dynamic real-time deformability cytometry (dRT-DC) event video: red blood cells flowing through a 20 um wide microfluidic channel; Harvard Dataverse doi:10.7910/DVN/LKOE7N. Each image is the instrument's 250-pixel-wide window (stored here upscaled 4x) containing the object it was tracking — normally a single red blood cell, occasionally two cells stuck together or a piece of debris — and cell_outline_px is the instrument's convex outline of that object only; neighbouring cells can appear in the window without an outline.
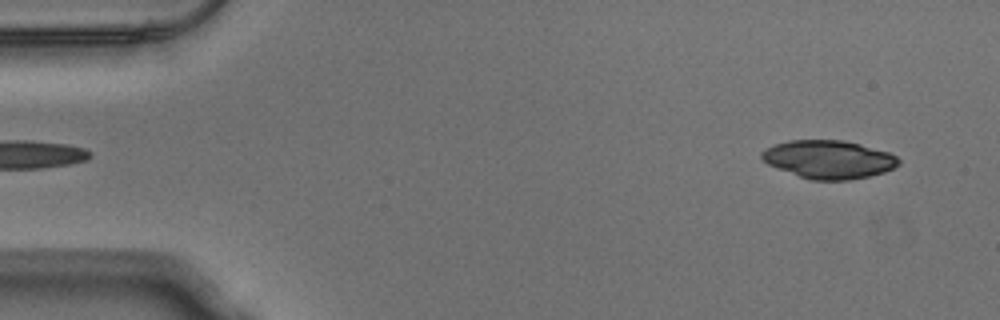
{"species": "Egyptian fruit bat (a non-hibernating species)", "species_latin": "Rousettus aegyptiacus", "temperature_condition": "warm", "stored_images_in_passage": 50, "camera_frame_rate_fps": 3000, "um_per_image_px": 0.085, "animal": {"sex": "male"}, "frame": {"image": 1, "passage_image": 2, "time_ms": 0.333, "image_size_px": [1000, 320], "cell_outline_px": [[900, 164], [884, 172], [868, 176], [848, 180], [812, 180], [800, 176], [768, 164], [760, 156], [760, 152], [776, 144], [788, 140], [844, 140], [860, 144], [888, 152], [896, 156], [900, 160]], "centroid_in_image_um": [70.46, 13.54], "position_along_channel_um": 14.5, "area_um2": 30.17}}
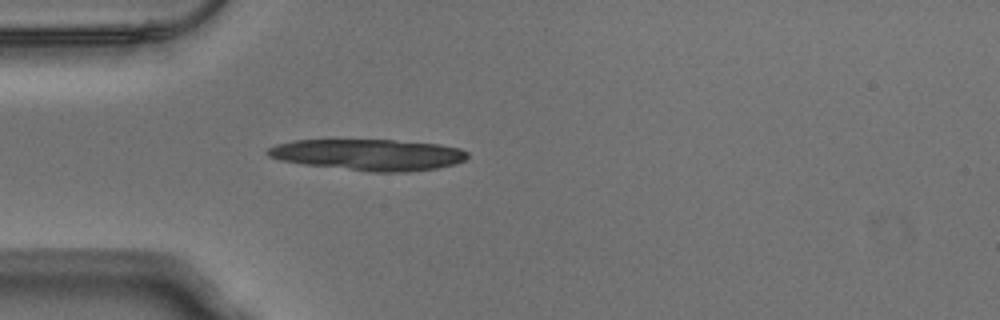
{"frame": {"image": 2, "passage_image": 13, "time_ms": 4.0, "image_size_px": [1000, 320], "cell_outline_px": [[468, 156], [464, 160], [456, 164], [436, 168], [408, 172], [372, 172], [304, 164], [280, 160], [268, 156], [264, 152], [268, 148], [276, 144], [292, 140], [392, 140], [440, 144], [460, 148], [468, 152]], "centroid_in_image_um": [31.32, 13.15], "position_along_channel_um": 53.7, "area_um2": 36.47}}